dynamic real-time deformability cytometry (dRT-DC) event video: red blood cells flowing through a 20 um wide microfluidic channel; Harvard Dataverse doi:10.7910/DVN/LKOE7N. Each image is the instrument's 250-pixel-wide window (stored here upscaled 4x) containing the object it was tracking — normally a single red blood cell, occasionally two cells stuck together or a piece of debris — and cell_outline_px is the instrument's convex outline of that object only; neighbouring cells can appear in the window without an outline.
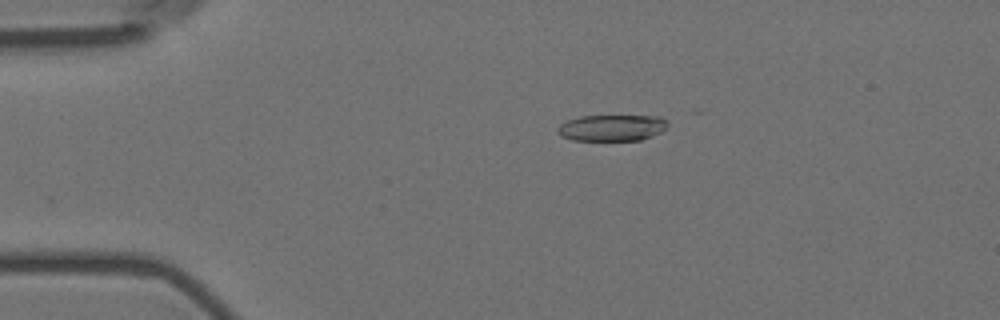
{"species": "Egyptian fruit bat (a non-hibernating species)", "species_latin": "Rousettus aegyptiacus", "temperature_condition": "room temperature", "stored_images_in_passage": 22, "camera_frame_rate_fps": 3000, "um_per_image_px": 0.085, "animal": {"sex": "female"}, "frame": {"image": 1, "passage_image": 12, "time_ms": 3.667, "image_size_px": [1000, 320], "cell_outline_px": [[668, 124], [660, 132], [640, 140], [572, 140], [560, 136], [556, 132], [556, 128], [560, 124], [568, 120], [580, 116], [660, 116]], "centroid_in_image_um": [51.94, 10.86], "position_along_channel_um": 33.1, "area_um2": 16.76}}
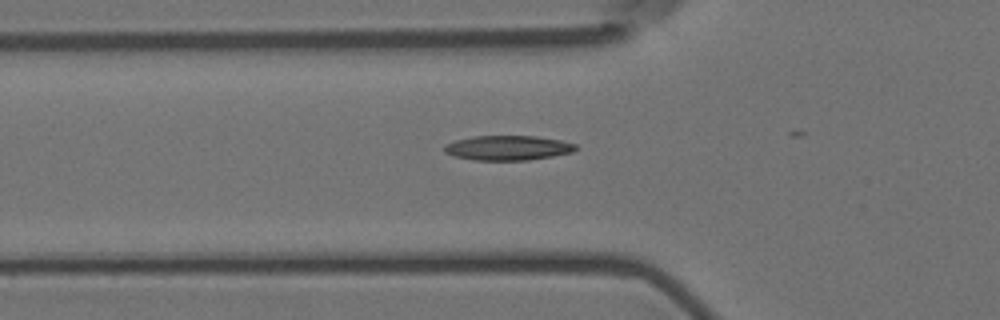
{"frame": {"image": 2, "passage_image": 20, "time_ms": 6.333, "image_size_px": [1000, 320], "cell_outline_px": [[576, 148], [572, 152], [552, 156], [528, 160], [472, 160], [456, 156], [444, 152], [444, 144], [456, 140], [472, 136], [536, 136], [560, 140], [576, 144]], "centroid_in_image_um": [43.14, 12.56], "position_along_channel_um": 82.7, "area_um2": 18.84}}